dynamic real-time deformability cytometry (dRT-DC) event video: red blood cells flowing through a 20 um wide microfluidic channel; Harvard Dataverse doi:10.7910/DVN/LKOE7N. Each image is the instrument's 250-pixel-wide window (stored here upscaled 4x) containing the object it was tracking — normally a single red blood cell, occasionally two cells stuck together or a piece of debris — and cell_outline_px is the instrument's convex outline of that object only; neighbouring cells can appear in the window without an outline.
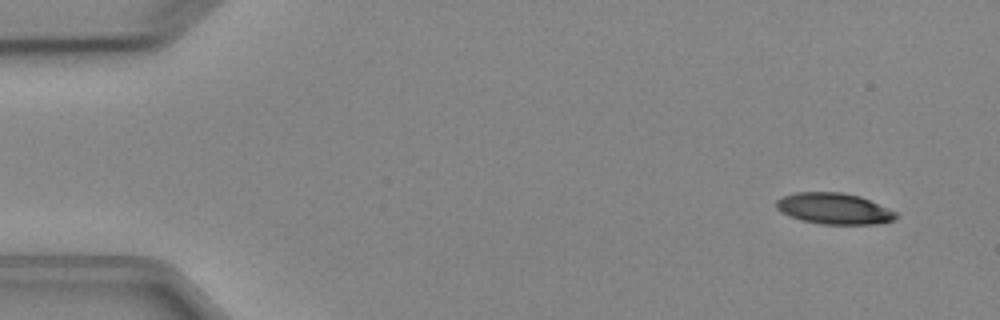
{"species": "Egyptian fruit bat (a non-hibernating species)", "species_latin": "Rousettus aegyptiacus", "temperature_condition": "cold", "stored_images_in_passage": 5, "segment_of_instrument_passage": [1, 2], "camera_frame_rate_fps": 3000, "um_per_image_px": 0.085, "animal": {"sex": "female"}, "frame": {"image": 1, "passage_image": 1, "time_ms": 0.0, "image_size_px": [1000, 320], "cell_outline_px": [[896, 216], [892, 220], [876, 224], [820, 224], [800, 220], [780, 212], [776, 208], [776, 200], [784, 196], [796, 192], [840, 192], [860, 196], [896, 212]], "centroid_in_image_um": [70.84, 17.73], "position_along_channel_um": 14.2, "area_um2": 21.56}}
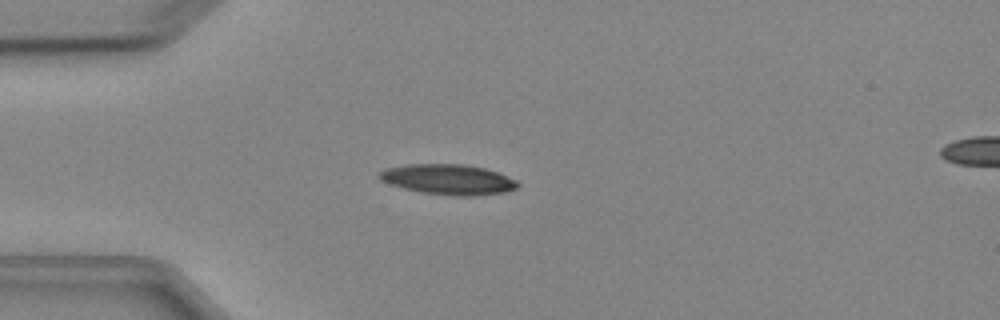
{"frame": {"image": 2, "passage_image": 4, "time_ms": 3.333, "image_size_px": [1000, 320], "cell_outline_px": [[520, 184], [516, 188], [504, 192], [472, 196], [456, 196], [420, 192], [404, 188], [380, 180], [376, 176], [376, 172], [384, 168], [408, 164], [464, 164], [484, 168], [496, 172], [516, 180]], "centroid_in_image_um": [38.04, 15.24], "position_along_channel_um": 47.0, "area_um2": 24.45}}